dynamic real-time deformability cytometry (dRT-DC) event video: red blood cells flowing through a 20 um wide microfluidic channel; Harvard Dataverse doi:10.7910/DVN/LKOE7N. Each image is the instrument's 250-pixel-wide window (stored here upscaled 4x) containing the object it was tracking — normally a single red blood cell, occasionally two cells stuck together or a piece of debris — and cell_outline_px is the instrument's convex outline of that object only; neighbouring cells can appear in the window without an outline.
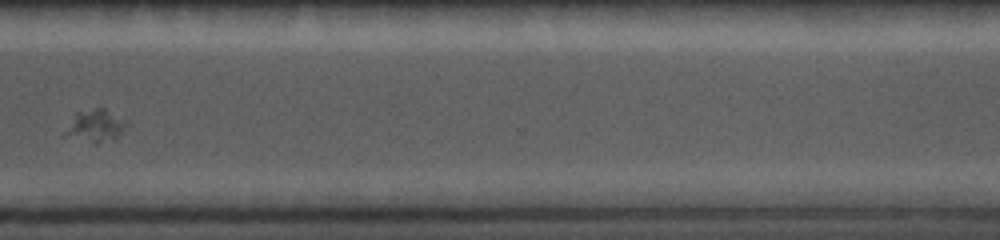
{"species": "common noctule bat (a hibernating species)", "species_latin": "Nyctalus noctula", "temperature_condition": "cold", "stored_images_in_passage": 12, "camera_frame_rate_fps": 5000, "um_per_image_px": 0.085, "animal": {"sex": "female", "body_mass_g": 19.0, "forearm_length_mm": 56.7}, "frame": {"image": 1, "passage_image": 9, "time_ms": 9.2, "image_size_px": [1000, 240], "cell_outline_px": [[128, 120], [116, 136], [96, 144], [92, 144], [72, 132], [72, 128], [76, 112], [96, 108], [104, 108]], "centroid_in_image_um": [8.29, 10.62], "position_along_channel_um": 362.3, "area_um2": 10.06}}